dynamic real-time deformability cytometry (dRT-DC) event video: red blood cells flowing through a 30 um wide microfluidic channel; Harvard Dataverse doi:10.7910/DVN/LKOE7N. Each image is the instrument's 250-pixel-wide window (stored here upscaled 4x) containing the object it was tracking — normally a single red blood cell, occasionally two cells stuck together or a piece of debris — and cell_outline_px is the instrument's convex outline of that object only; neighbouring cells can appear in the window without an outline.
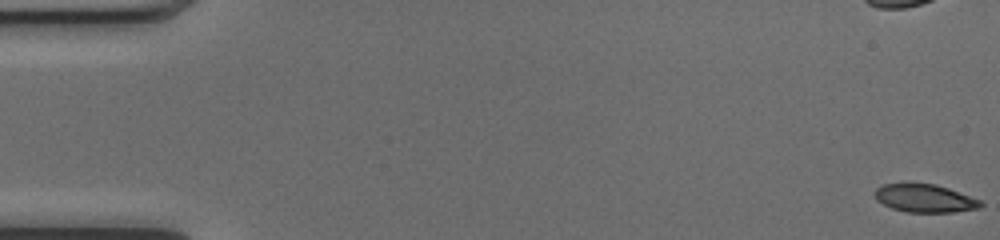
{"species": "common noctule bat (a hibernating species)", "species_latin": "Nyctalus noctula", "temperature_condition": "cold", "stored_images_in_passage": 51, "camera_frame_rate_fps": 3000, "um_per_image_px": 0.085, "animal": {"sex": "female", "body_mass_g": 17.0, "forearm_length_mm": 48.0}, "frame": {"image": 1, "passage_image": 1, "time_ms": 0.0, "image_size_px": [1000, 240], "cell_outline_px": [[984, 204], [980, 208], [952, 212], [908, 212], [892, 208], [876, 200], [876, 188], [884, 184], [936, 184], [948, 188], [980, 200]], "centroid_in_image_um": [78.63, 16.86], "position_along_channel_um": 6.4, "area_um2": 16.99}}